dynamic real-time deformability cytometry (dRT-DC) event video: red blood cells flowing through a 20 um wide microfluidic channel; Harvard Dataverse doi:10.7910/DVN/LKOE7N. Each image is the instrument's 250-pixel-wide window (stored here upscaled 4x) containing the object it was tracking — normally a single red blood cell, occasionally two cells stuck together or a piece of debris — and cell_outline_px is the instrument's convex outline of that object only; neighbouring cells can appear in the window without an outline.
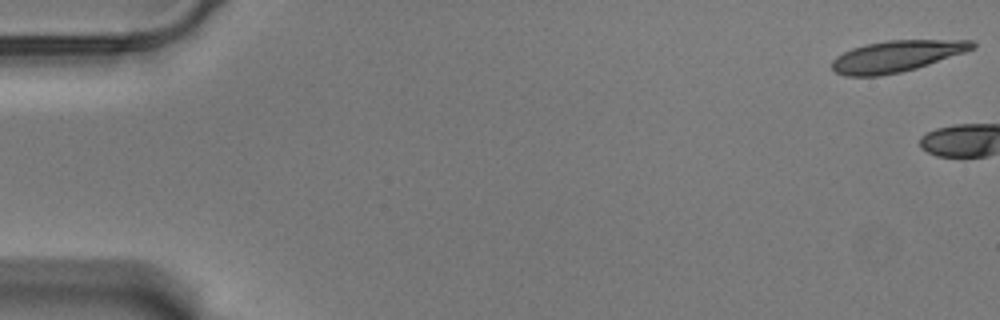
{"species": "Egyptian fruit bat (a non-hibernating species)", "species_latin": "Rousettus aegyptiacus", "temperature_condition": "warm", "stored_images_in_passage": 3, "camera_frame_rate_fps": 3000, "um_per_image_px": 0.085, "animal": {"sex": "male"}, "frame": {"image": 1, "passage_image": 1, "time_ms": 0.0, "image_size_px": [1000, 320], "cell_outline_px": [[976, 48], [916, 68], [900, 72], [880, 76], [844, 76], [836, 72], [832, 68], [832, 60], [836, 56], [852, 48], [864, 44], [888, 40], [972, 40], [976, 44]], "centroid_in_image_um": [76.18, 4.77], "position_along_channel_um": 8.8, "area_um2": 25.55}}